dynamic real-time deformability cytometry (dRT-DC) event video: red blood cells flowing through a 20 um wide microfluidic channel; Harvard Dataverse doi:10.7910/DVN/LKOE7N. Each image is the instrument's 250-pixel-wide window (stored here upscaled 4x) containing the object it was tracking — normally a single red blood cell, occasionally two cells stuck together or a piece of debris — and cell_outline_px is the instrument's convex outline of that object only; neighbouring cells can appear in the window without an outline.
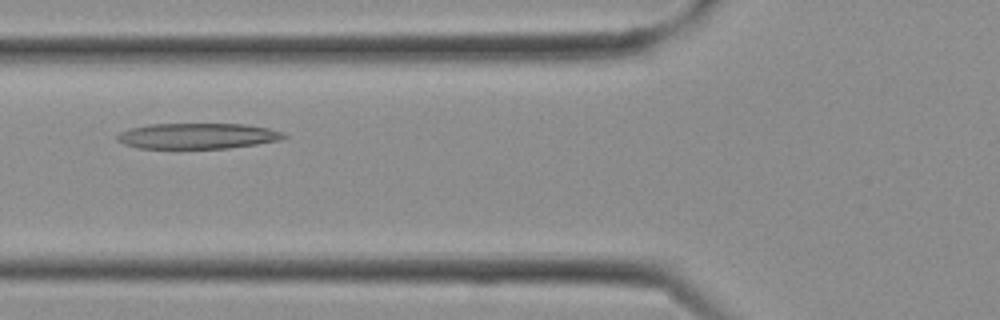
{"species": "Egyptian fruit bat (a non-hibernating species)", "species_latin": "Rousettus aegyptiacus", "temperature_condition": "cold", "stored_images_in_passage": 7, "camera_frame_rate_fps": 3000, "um_per_image_px": 0.085, "frame": {"image": 1, "passage_image": 4, "time_ms": 1.0, "image_size_px": [1000, 320], "cell_outline_px": [[288, 136], [280, 140], [256, 144], [228, 148], [136, 148], [124, 144], [116, 140], [116, 136], [120, 132], [132, 128], [152, 124], [244, 124], [268, 128], [284, 132]], "centroid_in_image_um": [16.8, 11.56], "position_along_channel_um": 109.0, "area_um2": 24.85}}
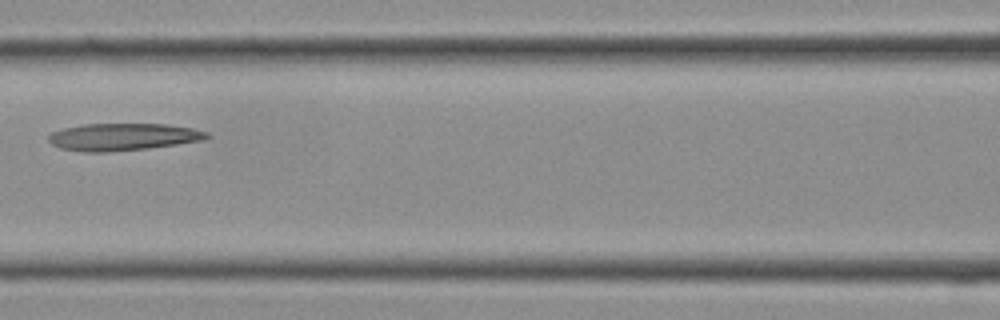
{"frame": {"image": 2, "passage_image": 6, "time_ms": 1.667, "image_size_px": [1000, 320], "cell_outline_px": [[212, 136], [200, 140], [176, 144], [148, 148], [108, 152], [84, 152], [60, 148], [52, 144], [48, 140], [48, 136], [52, 132], [64, 128], [84, 124], [168, 124], [192, 128], [208, 132]], "centroid_in_image_um": [10.44, 11.63], "position_along_channel_um": 156.2, "area_um2": 25.03}}